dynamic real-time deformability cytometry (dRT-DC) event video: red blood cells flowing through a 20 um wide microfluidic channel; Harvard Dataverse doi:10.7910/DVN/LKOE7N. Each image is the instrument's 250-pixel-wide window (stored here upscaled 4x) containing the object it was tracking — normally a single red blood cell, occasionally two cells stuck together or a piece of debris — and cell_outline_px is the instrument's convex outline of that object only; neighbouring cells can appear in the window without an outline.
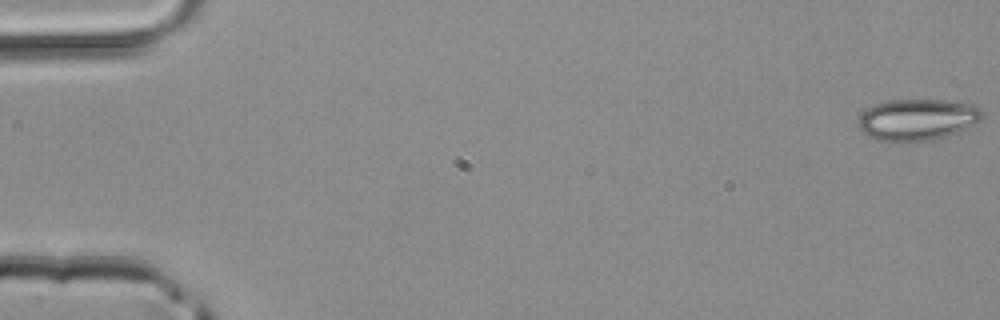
{"species": "common noctule bat (a hibernating species)", "species_latin": "Nyctalus noctula", "temperature_condition": "room temperature", "stored_images_in_passage": 48, "camera_frame_rate_fps": 3000, "um_per_image_px": 0.085, "animal": {"sex": "male", "body_mass_g": 20.4}, "frame": {"image": 1, "passage_image": 1, "time_ms": 0.0, "image_size_px": [1000, 320], "cell_outline_px": [[984, 116], [976, 124], [956, 132], [944, 136], [928, 140], [908, 144], [876, 140], [860, 132], [856, 124], [860, 116], [868, 108], [876, 104], [888, 100], [948, 100], [972, 104], [980, 108], [984, 112]], "centroid_in_image_um": [77.95, 10.19], "position_along_channel_um": 7.1, "area_um2": 30.52}}
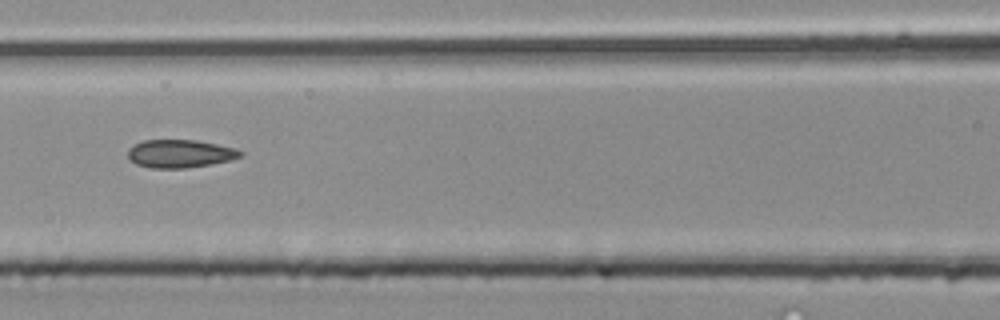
{"frame": {"image": 2, "passage_image": 22, "time_ms": 7.0, "image_size_px": [1000, 320], "cell_outline_px": [[244, 156], [228, 160], [208, 164], [184, 168], [152, 168], [136, 164], [128, 160], [128, 148], [144, 140], [196, 140], [236, 148], [244, 152]], "centroid_in_image_um": [15.29, 13.06], "position_along_channel_um": 151.3, "area_um2": 18.32}}
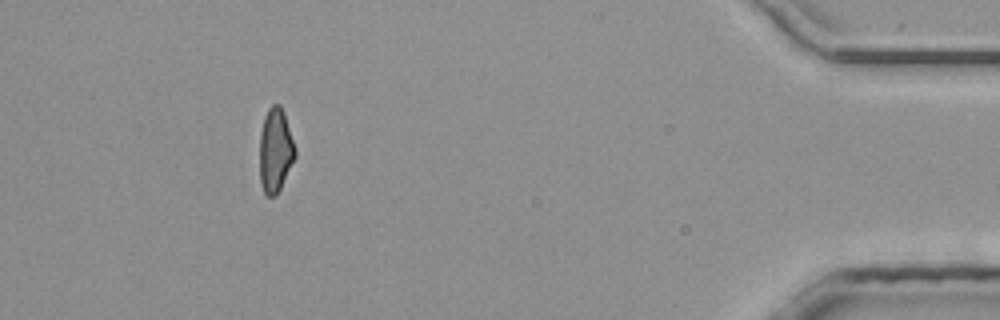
{"frame": {"image": 3, "passage_image": 44, "time_ms": 14.333, "image_size_px": [1000, 320], "cell_outline_px": [[296, 156], [276, 196], [268, 196], [264, 192], [260, 180], [260, 132], [264, 116], [268, 108], [272, 104], [280, 104], [284, 112], [296, 148]], "centroid_in_image_um": [23.41, 12.74], "position_along_channel_um": 411.8, "area_um2": 17.46}}